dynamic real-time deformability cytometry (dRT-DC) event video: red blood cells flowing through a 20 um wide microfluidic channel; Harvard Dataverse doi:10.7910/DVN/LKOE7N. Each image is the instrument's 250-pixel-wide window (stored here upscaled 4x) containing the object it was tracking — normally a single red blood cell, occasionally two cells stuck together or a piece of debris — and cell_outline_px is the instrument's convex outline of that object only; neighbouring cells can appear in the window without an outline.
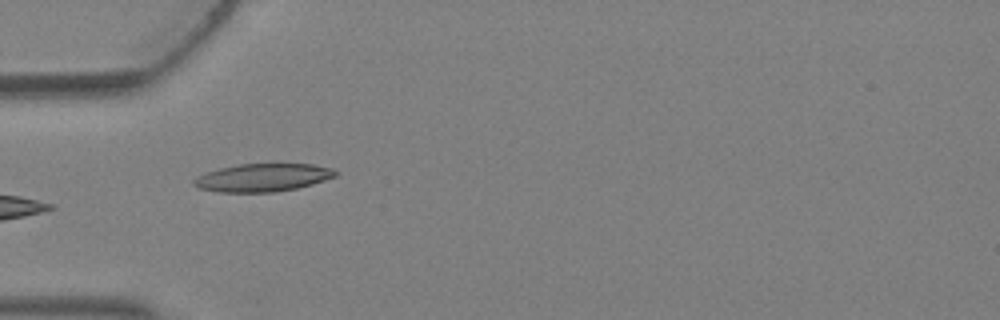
{"species": "Egyptian fruit bat (a non-hibernating species)", "species_latin": "Rousettus aegyptiacus", "temperature_condition": "warm", "stored_images_in_passage": 4, "camera_frame_rate_fps": 3000, "um_per_image_px": 0.085, "animal": {"sex": "female"}, "frame": {"image": 1, "passage_image": 3, "time_ms": 0.667, "image_size_px": [1000, 320], "cell_outline_px": [[336, 176], [312, 184], [296, 188], [272, 192], [220, 192], [200, 188], [192, 184], [192, 180], [196, 176], [220, 168], [240, 164], [312, 164], [332, 168], [336, 172]], "centroid_in_image_um": [22.31, 15.09], "position_along_channel_um": 62.7, "area_um2": 22.83}}
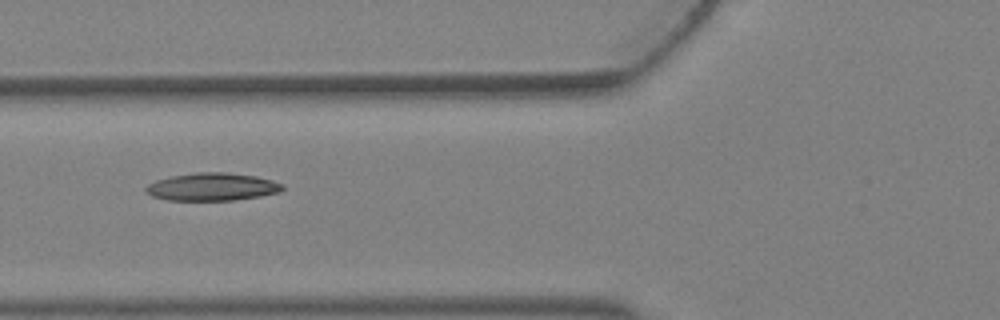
{"frame": {"image": 2, "passage_image": 4, "time_ms": 1.0, "image_size_px": [1000, 320], "cell_outline_px": [[284, 188], [280, 192], [260, 196], [236, 200], [168, 200], [152, 196], [144, 192], [144, 188], [148, 184], [156, 180], [172, 176], [196, 172], [228, 172], [256, 176], [272, 180], [284, 184]], "centroid_in_image_um": [18.04, 15.88], "position_along_channel_um": 107.8, "area_um2": 22.25}}